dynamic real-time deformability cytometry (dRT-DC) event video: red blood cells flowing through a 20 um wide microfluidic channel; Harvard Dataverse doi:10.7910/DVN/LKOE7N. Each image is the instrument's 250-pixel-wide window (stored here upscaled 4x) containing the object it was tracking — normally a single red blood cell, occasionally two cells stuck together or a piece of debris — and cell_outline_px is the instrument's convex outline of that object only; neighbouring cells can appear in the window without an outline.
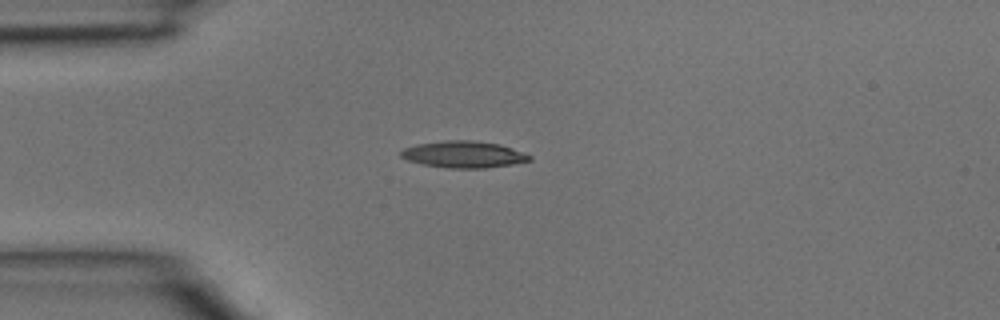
{"species": "common noctule bat (a hibernating species)", "species_latin": "Nyctalus noctula", "temperature_condition": "room temperature", "stored_images_in_passage": 3, "camera_frame_rate_fps": 3000, "um_per_image_px": 0.085, "animal": {"sex": "male", "body_mass_g": 15.6}, "frame": {"image": 1, "passage_image": 2, "time_ms": 0.333, "image_size_px": [1000, 320], "cell_outline_px": [[532, 160], [512, 164], [484, 168], [448, 168], [424, 164], [408, 160], [400, 156], [400, 152], [404, 148], [416, 144], [444, 140], [472, 140], [500, 144], [512, 148], [532, 156]], "centroid_in_image_um": [39.41, 13.12], "position_along_channel_um": 45.6, "area_um2": 19.94}}
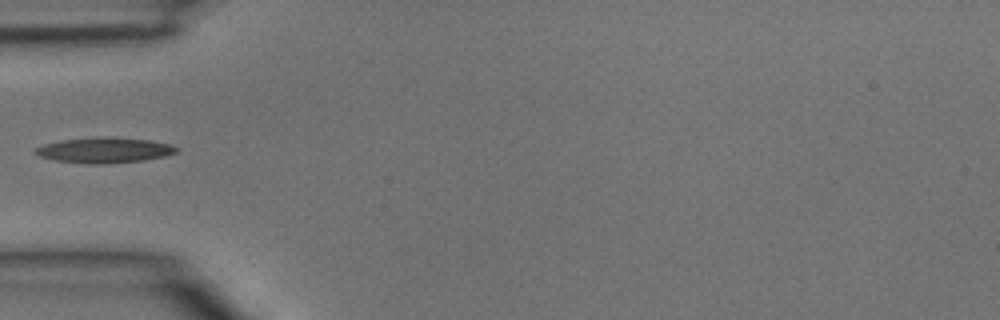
{"frame": {"image": 2, "passage_image": 3, "time_ms": 0.667, "image_size_px": [1000, 320], "cell_outline_px": [[180, 148], [176, 152], [164, 156], [144, 160], [108, 164], [88, 164], [56, 160], [40, 156], [32, 152], [36, 148], [44, 144], [64, 140], [148, 140], [168, 144]], "centroid_in_image_um": [8.87, 12.83], "position_along_channel_um": 76.1, "area_um2": 19.54}}